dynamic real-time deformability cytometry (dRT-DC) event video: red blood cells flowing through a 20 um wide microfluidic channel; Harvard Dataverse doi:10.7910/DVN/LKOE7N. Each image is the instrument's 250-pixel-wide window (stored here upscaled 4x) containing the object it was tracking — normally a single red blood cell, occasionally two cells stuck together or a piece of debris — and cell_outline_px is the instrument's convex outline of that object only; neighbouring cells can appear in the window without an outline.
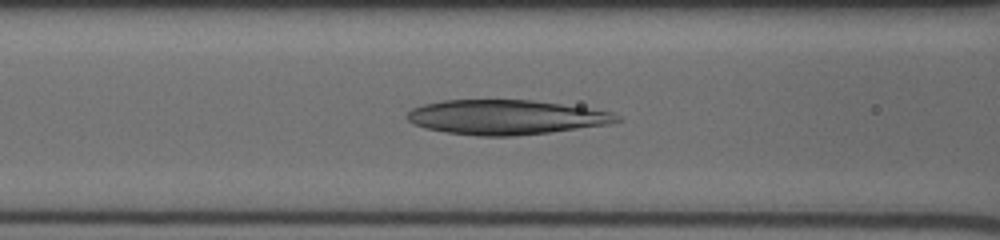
{"species": "human", "species_latin": "Homo sapiens", "temperature_condition": "cold", "stored_images_in_passage": 51, "camera_frame_rate_fps": 3000, "um_per_image_px": 0.085, "donor": {"sex": "male"}, "frame": {"image": 1, "passage_image": 23, "time_ms": 7.333, "image_size_px": [1000, 240], "cell_outline_px": [[620, 120], [608, 124], [548, 132], [512, 136], [476, 136], [448, 132], [428, 128], [416, 124], [408, 120], [404, 116], [412, 108], [424, 104], [444, 100], [532, 100], [560, 104], [612, 112], [620, 116]], "centroid_in_image_um": [42.97, 9.96], "position_along_channel_um": 123.6, "area_um2": 41.79}}
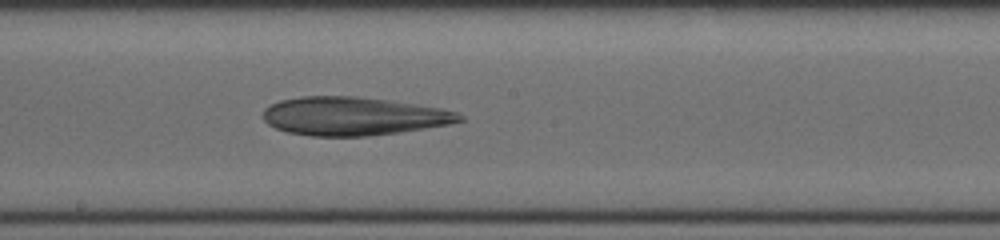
{"frame": {"image": 2, "passage_image": 30, "time_ms": 9.667, "image_size_px": [1000, 240], "cell_outline_px": [[464, 120], [448, 124], [424, 128], [396, 132], [364, 136], [308, 136], [288, 132], [276, 128], [268, 124], [264, 120], [264, 108], [280, 100], [300, 96], [356, 96], [388, 100], [416, 104], [440, 108], [456, 112], [464, 116]], "centroid_in_image_um": [30.0, 9.87], "position_along_channel_um": 218.2, "area_um2": 43.7}}
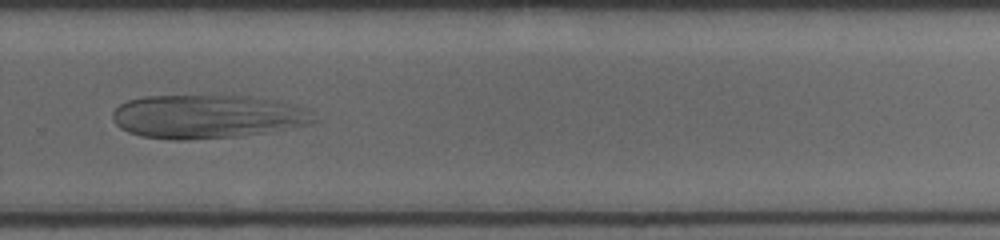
{"frame": {"image": 3, "passage_image": 37, "time_ms": 12.0, "image_size_px": [1000, 240], "cell_outline_px": [[316, 120], [308, 124], [268, 132], [236, 136], [188, 140], [172, 140], [140, 136], [128, 132], [120, 128], [116, 124], [112, 116], [112, 112], [120, 104], [128, 100], [144, 96], [252, 96], [280, 100], [296, 104], [308, 112]], "centroid_in_image_um": [17.58, 9.9], "position_along_channel_um": 312.2, "area_um2": 51.15}}